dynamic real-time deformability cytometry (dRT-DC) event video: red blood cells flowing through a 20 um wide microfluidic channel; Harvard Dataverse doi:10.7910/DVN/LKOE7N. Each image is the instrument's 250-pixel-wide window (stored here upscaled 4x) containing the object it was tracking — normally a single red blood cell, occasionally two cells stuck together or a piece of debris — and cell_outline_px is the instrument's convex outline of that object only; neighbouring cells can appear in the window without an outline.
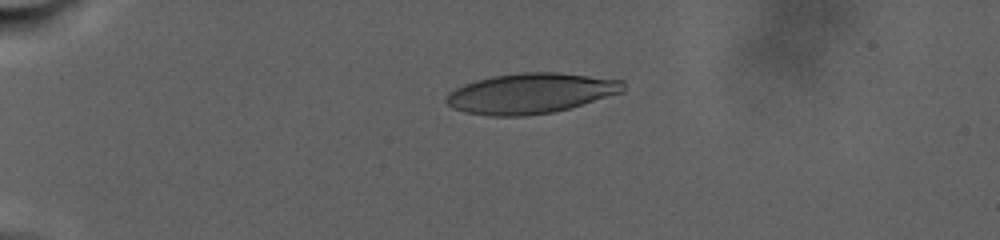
{"species": "human", "species_latin": "Homo sapiens", "temperature_condition": "warm", "stored_images_in_passage": 38, "camera_frame_rate_fps": 3000, "um_per_image_px": 0.085, "donor": {"sex": "male"}, "frame": {"image": 1, "passage_image": 1, "time_ms": 0.0, "image_size_px": [1000, 240], "cell_outline_px": [[624, 92], [568, 108], [552, 112], [524, 116], [492, 116], [464, 112], [452, 108], [444, 100], [448, 92], [464, 84], [476, 80], [492, 76], [520, 72], [556, 72], [624, 80]], "centroid_in_image_um": [45.08, 7.93], "position_along_channel_um": 39.9, "area_um2": 41.56}}
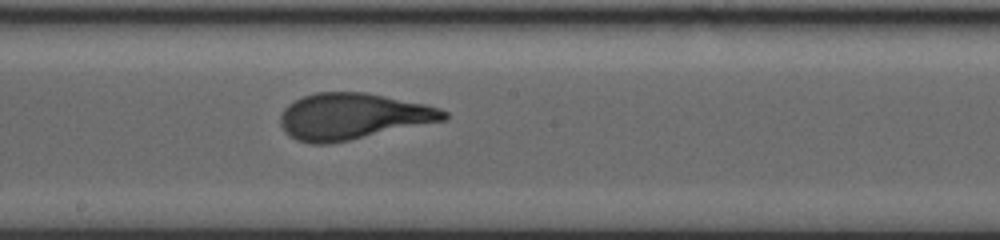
{"frame": {"image": 2, "passage_image": 20, "time_ms": 10.0, "image_size_px": [1000, 240], "cell_outline_px": [[448, 120], [328, 144], [308, 144], [296, 140], [288, 136], [284, 132], [280, 124], [280, 116], [284, 108], [288, 104], [304, 96], [316, 92], [368, 92], [428, 104], [440, 108], [448, 112]], "centroid_in_image_um": [30.0, 9.89], "position_along_channel_um": 218.2, "area_um2": 44.51}}
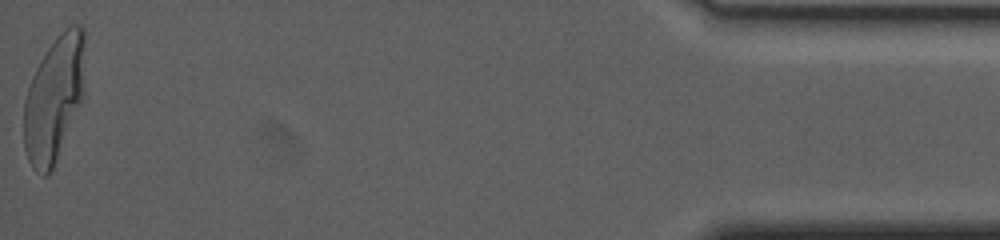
{"frame": {"image": 3, "passage_image": 38, "time_ms": 22.0, "image_size_px": [1000, 240], "cell_outline_px": [[84, 96], [52, 172], [48, 176], [44, 176], [36, 172], [32, 168], [28, 160], [24, 148], [24, 100], [32, 76], [40, 60], [48, 48], [72, 24], [80, 24], [84, 28]], "centroid_in_image_um": [4.6, 8.46], "position_along_channel_um": 430.6, "area_um2": 44.74}}